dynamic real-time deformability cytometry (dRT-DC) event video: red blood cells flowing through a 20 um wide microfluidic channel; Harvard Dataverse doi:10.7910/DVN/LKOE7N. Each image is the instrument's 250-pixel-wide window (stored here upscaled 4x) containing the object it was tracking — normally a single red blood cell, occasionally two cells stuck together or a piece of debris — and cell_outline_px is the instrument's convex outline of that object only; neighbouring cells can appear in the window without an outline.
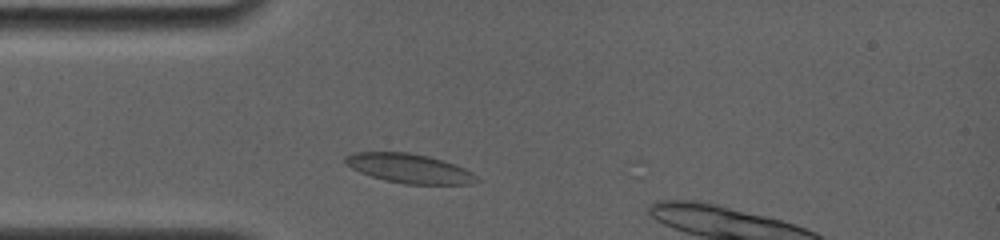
{"species": "common noctule bat (a hibernating species)", "species_latin": "Nyctalus noctula", "temperature_condition": "room temperature", "stored_images_in_passage": 1, "camera_frame_rate_fps": 4000, "um_per_image_px": 0.085, "animal": {"sex": "female", "body_mass_g": 19.0, "forearm_length_mm": 56.7}, "frame": {"image": 1, "passage_image": 1, "time_ms": 0.0, "image_size_px": [1000, 240], "cell_outline_px": [[480, 180], [472, 184], [404, 184], [384, 180], [360, 172], [344, 164], [344, 156], [352, 152], [408, 152], [428, 156], [456, 164], [472, 172]], "centroid_in_image_um": [34.78, 14.31], "position_along_channel_um": 50.2, "area_um2": 22.54}}